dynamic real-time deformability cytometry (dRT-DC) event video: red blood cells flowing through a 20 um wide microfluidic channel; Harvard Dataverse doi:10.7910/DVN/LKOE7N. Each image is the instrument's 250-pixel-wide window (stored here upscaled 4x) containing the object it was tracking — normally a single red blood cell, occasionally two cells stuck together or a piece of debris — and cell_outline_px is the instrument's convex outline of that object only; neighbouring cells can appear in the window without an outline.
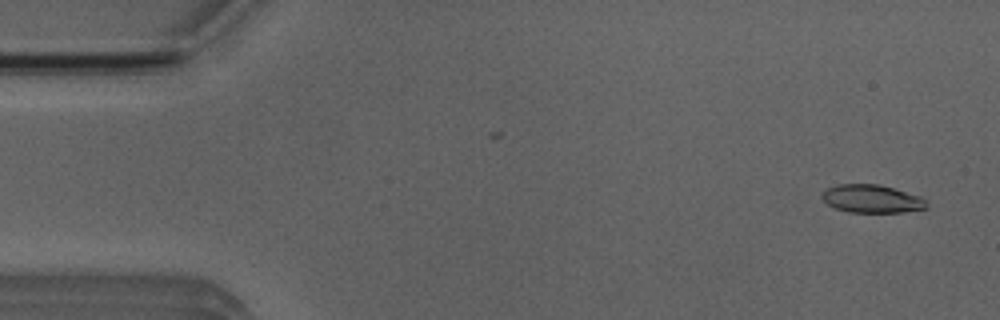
{"species": "Egyptian fruit bat (a non-hibernating species)", "species_latin": "Rousettus aegyptiacus", "temperature_condition": "room temperature", "stored_images_in_passage": 4, "camera_frame_rate_fps": 3000, "um_per_image_px": 0.085, "animal": {"sex": "male"}, "frame": {"image": 1, "passage_image": 1, "time_ms": 0.0, "image_size_px": [1000, 320], "cell_outline_px": [[928, 208], [904, 212], [848, 212], [832, 208], [820, 196], [828, 188], [836, 184], [880, 184], [920, 196], [928, 204]], "centroid_in_image_um": [74.09, 16.9], "position_along_channel_um": 10.9, "area_um2": 17.17}}
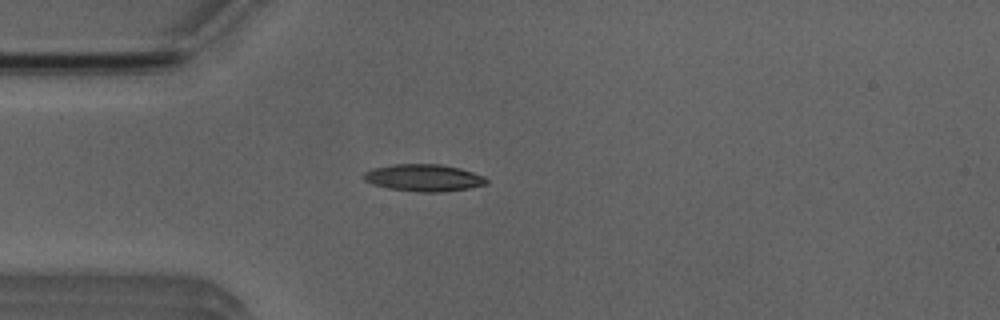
{"frame": {"image": 2, "passage_image": 4, "time_ms": 3.667, "image_size_px": [1000, 320], "cell_outline_px": [[488, 184], [468, 188], [444, 192], [420, 192], [388, 188], [372, 184], [364, 180], [364, 172], [372, 168], [392, 164], [440, 164], [460, 168], [484, 176], [488, 180]], "centroid_in_image_um": [36.02, 15.11], "position_along_channel_um": 49.0, "area_um2": 19.42}}